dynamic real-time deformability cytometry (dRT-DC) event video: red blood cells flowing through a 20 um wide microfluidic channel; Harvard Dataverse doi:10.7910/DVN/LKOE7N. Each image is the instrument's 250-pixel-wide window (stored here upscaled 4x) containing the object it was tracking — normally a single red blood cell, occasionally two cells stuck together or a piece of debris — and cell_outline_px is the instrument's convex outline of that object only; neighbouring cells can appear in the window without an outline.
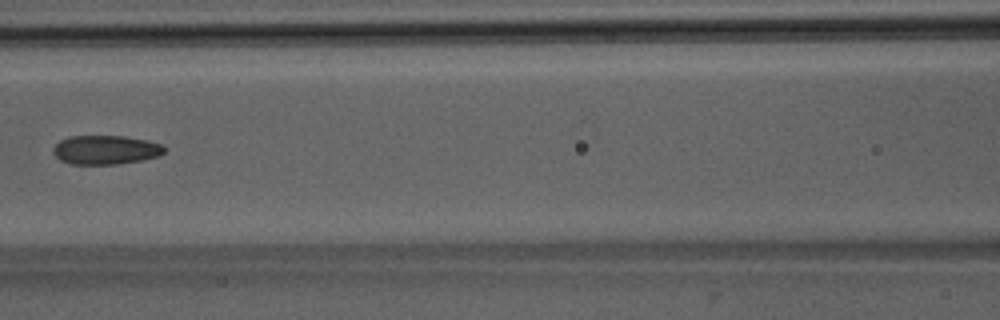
{"species": "Egyptian fruit bat (a non-hibernating species)", "species_latin": "Rousettus aegyptiacus", "temperature_condition": "room temperature", "stored_images_in_passage": 5, "camera_frame_rate_fps": 3000, "um_per_image_px": 0.085, "animal": {"sex": "male"}, "frame": {"image": 1, "passage_image": 3, "time_ms": 2.333, "image_size_px": [1000, 320], "cell_outline_px": [[164, 152], [160, 156], [140, 160], [116, 164], [72, 164], [60, 160], [52, 152], [52, 148], [60, 140], [68, 136], [124, 136], [144, 140], [160, 144], [164, 148]], "centroid_in_image_um": [8.93, 12.73], "position_along_channel_um": 157.7, "area_um2": 18.67}}